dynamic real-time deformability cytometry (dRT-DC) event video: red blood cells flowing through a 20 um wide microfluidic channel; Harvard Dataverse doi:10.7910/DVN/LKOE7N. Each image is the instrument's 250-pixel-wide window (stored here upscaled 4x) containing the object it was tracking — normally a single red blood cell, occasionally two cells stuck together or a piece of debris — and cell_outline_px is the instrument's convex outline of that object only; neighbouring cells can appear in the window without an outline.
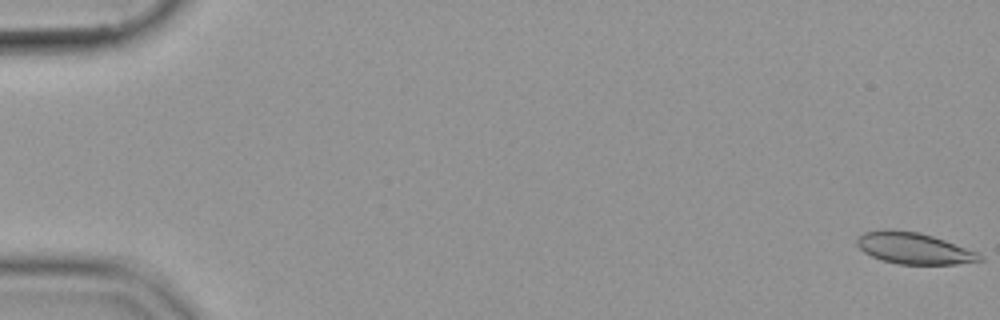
{"species": "common noctule bat (a hibernating species)", "species_latin": "Nyctalus noctula", "temperature_condition": "cold", "stored_images_in_passage": 55, "camera_frame_rate_fps": 3000, "um_per_image_px": 0.085, "animal": {"sex": "female", "body_mass_g": 19.9}, "frame": {"image": 1, "passage_image": 1, "time_ms": 0.0, "image_size_px": [1000, 320], "cell_outline_px": [[984, 260], [956, 264], [900, 264], [884, 260], [872, 256], [864, 252], [856, 244], [856, 240], [864, 232], [884, 228], [892, 228], [920, 232], [944, 240], [976, 252], [984, 256]], "centroid_in_image_um": [77.65, 21.08], "position_along_channel_um": 7.3, "area_um2": 22.43}}
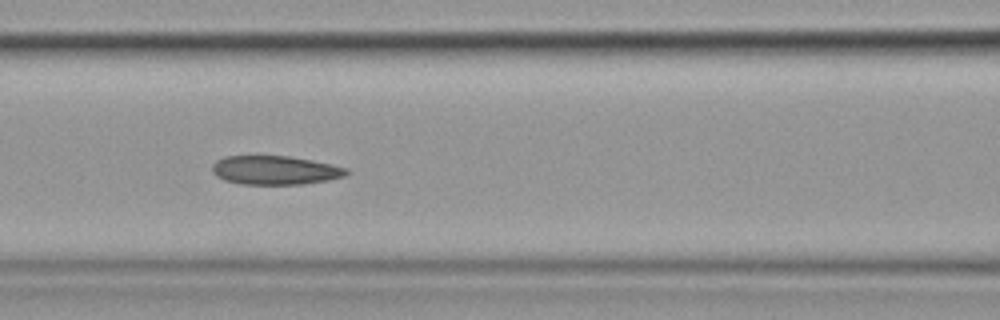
{"frame": {"image": 2, "passage_image": 25, "time_ms": 8.0, "image_size_px": [1000, 320], "cell_outline_px": [[352, 172], [344, 176], [328, 180], [304, 184], [240, 184], [224, 180], [216, 176], [212, 172], [212, 164], [216, 160], [224, 156], [288, 156], [312, 160], [332, 164], [348, 168]], "centroid_in_image_um": [23.39, 14.46], "position_along_channel_um": 143.2, "area_um2": 22.77}}
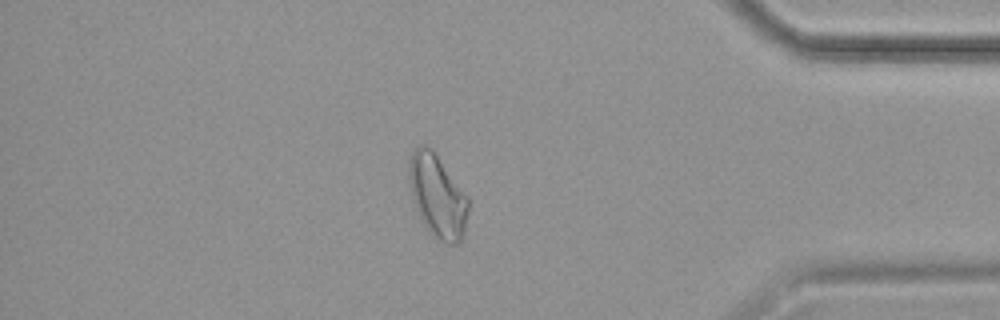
{"frame": {"image": 3, "passage_image": 48, "time_ms": 15.667, "image_size_px": [1000, 320], "cell_outline_px": [[468, 212], [464, 236], [456, 244], [444, 244], [436, 240], [428, 232], [412, 200], [408, 180], [408, 168], [412, 152], [420, 144], [424, 144], [432, 148], [468, 196]], "centroid_in_image_um": [37.18, 16.68], "position_along_channel_um": 398.0, "area_um2": 29.07}}